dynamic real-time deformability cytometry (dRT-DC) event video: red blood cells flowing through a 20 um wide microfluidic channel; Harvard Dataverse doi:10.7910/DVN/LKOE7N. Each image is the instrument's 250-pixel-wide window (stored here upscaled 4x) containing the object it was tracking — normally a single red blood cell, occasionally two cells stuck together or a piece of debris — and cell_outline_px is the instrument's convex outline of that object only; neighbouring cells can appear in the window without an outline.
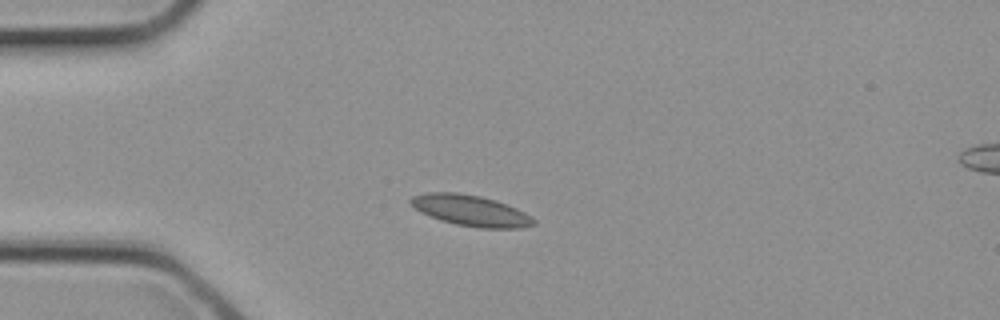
{"species": "common noctule bat (a hibernating species)", "species_latin": "Nyctalus noctula", "temperature_condition": "cold", "stored_images_in_passage": 19, "camera_frame_rate_fps": 3000, "um_per_image_px": 0.085, "animal": {"sex": "female", "body_mass_g": 21.9}, "frame": {"image": 1, "passage_image": 6, "time_ms": 1.667, "image_size_px": [1000, 320], "cell_outline_px": [[536, 224], [520, 228], [480, 228], [456, 224], [440, 220], [420, 212], [408, 200], [412, 196], [428, 192], [456, 192], [480, 196], [496, 200], [508, 204], [532, 216], [536, 220]], "centroid_in_image_um": [40.03, 17.89], "position_along_channel_um": 45.0, "area_um2": 22.2}}
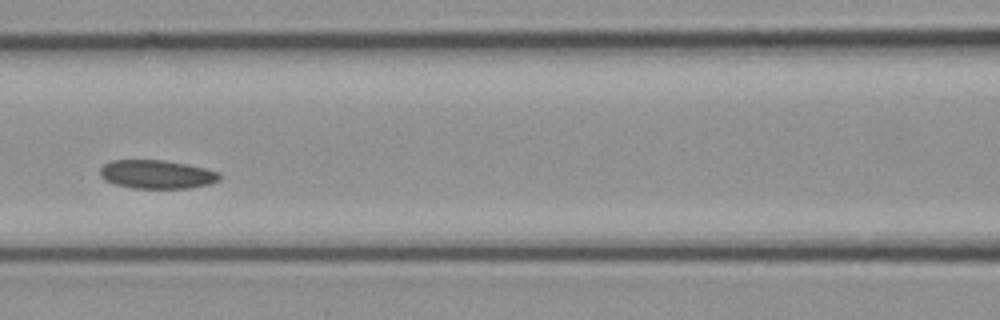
{"frame": {"image": 2, "passage_image": 12, "time_ms": 3.667, "image_size_px": [1000, 320], "cell_outline_px": [[220, 180], [208, 184], [188, 188], [132, 188], [116, 184], [104, 180], [100, 176], [100, 168], [104, 164], [112, 160], [164, 160], [204, 168], [220, 172]], "centroid_in_image_um": [13.31, 14.82], "position_along_channel_um": 153.3, "area_um2": 19.83}}
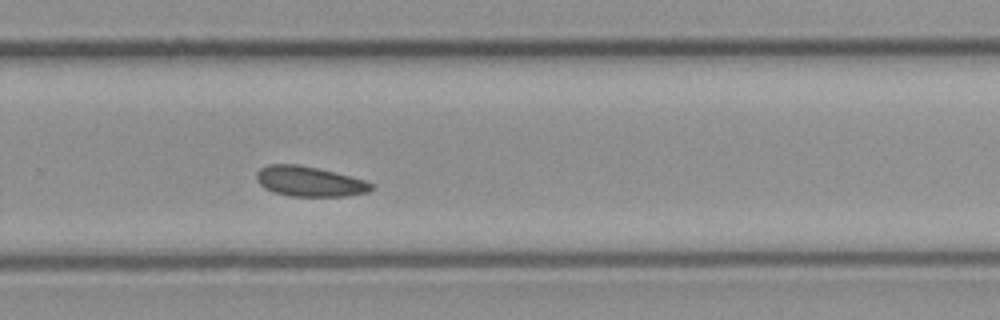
{"frame": {"image": 3, "passage_image": 19, "time_ms": 6.0, "image_size_px": [1000, 320], "cell_outline_px": [[376, 188], [368, 192], [344, 196], [292, 196], [272, 192], [264, 188], [256, 180], [256, 172], [260, 168], [268, 164], [300, 164], [364, 180], [372, 184]], "centroid_in_image_um": [26.26, 15.42], "position_along_channel_um": 303.5, "area_um2": 20.06}}